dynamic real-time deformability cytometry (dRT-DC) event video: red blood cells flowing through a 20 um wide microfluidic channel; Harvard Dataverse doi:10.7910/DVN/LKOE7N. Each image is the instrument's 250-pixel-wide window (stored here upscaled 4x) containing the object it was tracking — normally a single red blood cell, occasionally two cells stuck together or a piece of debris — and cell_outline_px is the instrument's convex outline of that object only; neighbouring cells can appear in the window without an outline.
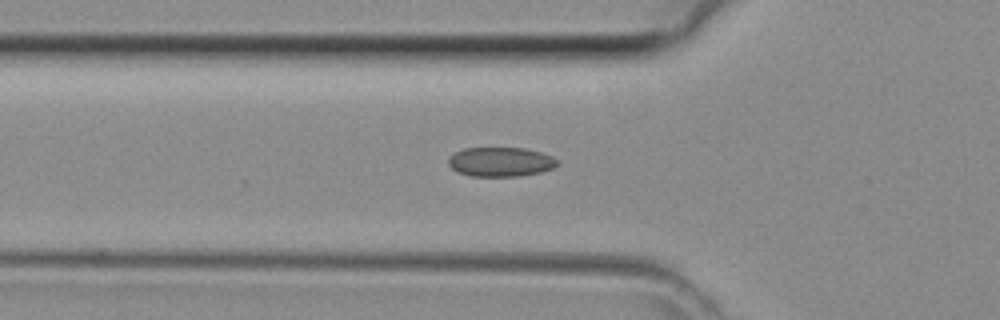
{"species": "common noctule bat (a hibernating species)", "species_latin": "Nyctalus noctula", "temperature_condition": "room temperature", "stored_images_in_passage": 40, "camera_frame_rate_fps": 3000, "um_per_image_px": 0.085, "animal": {"sex": "female", "body_mass_g": 29.2, "forearm_length_mm": 56.3}, "frame": {"image": 1, "passage_image": 15, "time_ms": 4.667, "image_size_px": [1000, 320], "cell_outline_px": [[560, 164], [552, 168], [540, 172], [520, 176], [472, 176], [456, 172], [448, 164], [448, 156], [464, 148], [524, 148], [540, 152], [552, 156]], "centroid_in_image_um": [42.53, 13.76], "position_along_channel_um": 83.3, "area_um2": 18.67}}
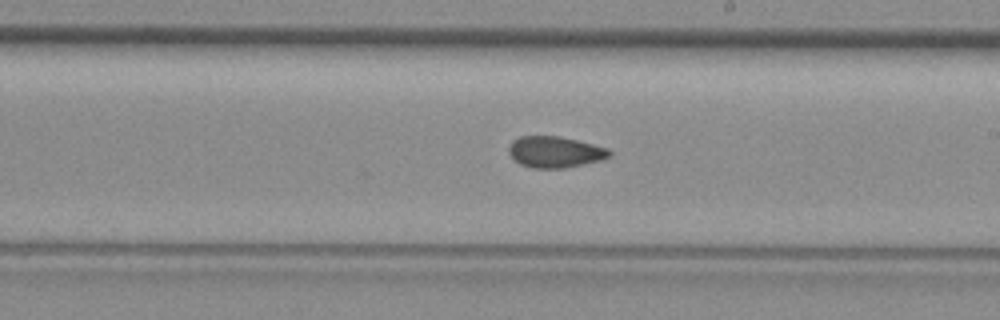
{"frame": {"image": 2, "passage_image": 25, "time_ms": 8.0, "image_size_px": [1000, 320], "cell_outline_px": [[612, 156], [600, 160], [564, 168], [532, 168], [520, 164], [508, 152], [508, 148], [512, 140], [520, 136], [560, 136], [608, 148], [612, 152]], "centroid_in_image_um": [47.17, 12.91], "position_along_channel_um": 241.8, "area_um2": 18.26}}
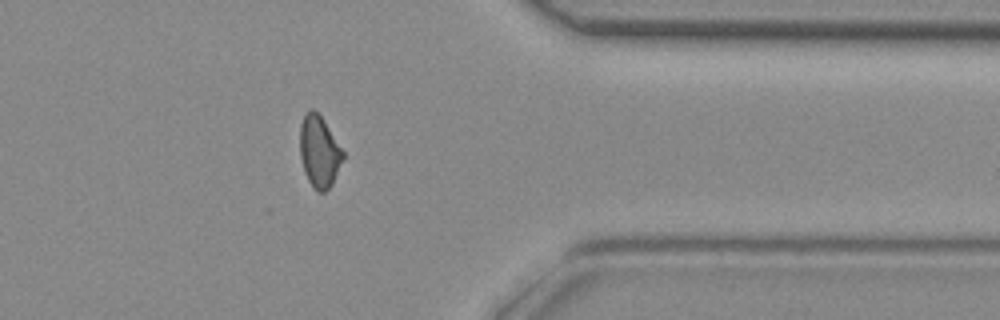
{"frame": {"image": 3, "passage_image": 35, "time_ms": 11.333, "image_size_px": [1000, 320], "cell_outline_px": [[344, 156], [332, 184], [324, 192], [316, 192], [312, 188], [304, 172], [300, 156], [300, 124], [304, 116], [312, 108], [324, 120], [344, 152]], "centroid_in_image_um": [27.12, 12.91], "position_along_channel_um": 384.3, "area_um2": 17.86}}